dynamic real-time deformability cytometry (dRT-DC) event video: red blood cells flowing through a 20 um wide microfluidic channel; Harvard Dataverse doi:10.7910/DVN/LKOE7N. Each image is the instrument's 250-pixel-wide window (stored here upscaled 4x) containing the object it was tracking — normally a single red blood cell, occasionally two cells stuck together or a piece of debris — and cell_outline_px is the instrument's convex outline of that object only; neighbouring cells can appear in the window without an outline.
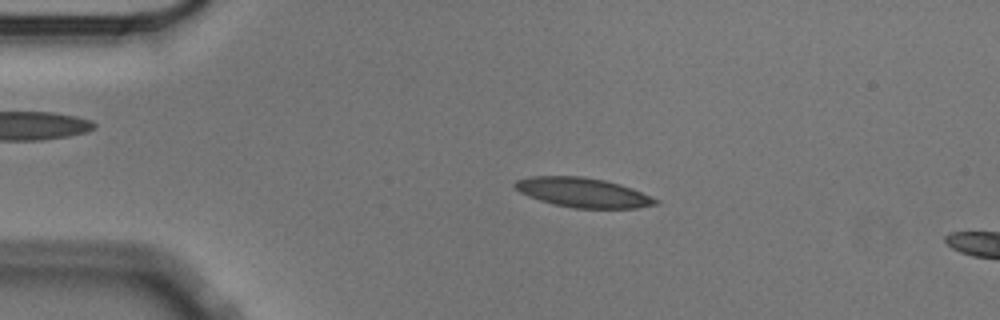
{"species": "Egyptian fruit bat (a non-hibernating species)", "species_latin": "Rousettus aegyptiacus", "temperature_condition": "cold", "stored_images_in_passage": 15, "camera_frame_rate_fps": 3000, "um_per_image_px": 0.085, "animal": {"sex": "male"}, "frame": {"image": 1, "passage_image": 11, "time_ms": 3.333, "image_size_px": [1000, 320], "cell_outline_px": [[660, 200], [656, 204], [636, 208], [572, 208], [540, 200], [528, 196], [520, 192], [512, 184], [516, 180], [532, 176], [584, 176], [604, 180], [620, 184], [632, 188]], "centroid_in_image_um": [49.55, 16.36], "position_along_channel_um": 35.5, "area_um2": 24.1}}